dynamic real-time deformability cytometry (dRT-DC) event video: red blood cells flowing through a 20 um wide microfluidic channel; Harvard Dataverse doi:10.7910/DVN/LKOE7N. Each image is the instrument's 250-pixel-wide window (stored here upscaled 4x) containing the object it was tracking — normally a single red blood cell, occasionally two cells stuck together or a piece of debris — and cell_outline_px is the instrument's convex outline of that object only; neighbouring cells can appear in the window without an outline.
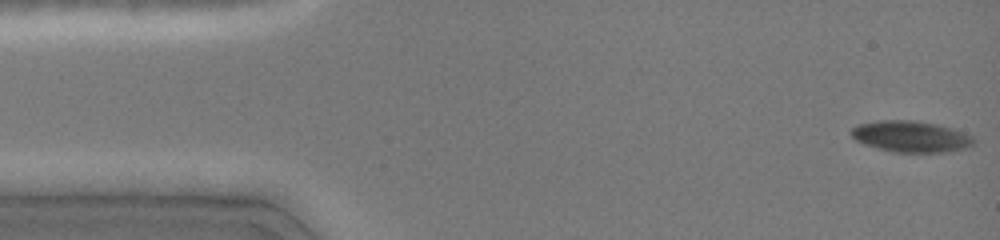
{"species": "common noctule bat (a hibernating species)", "species_latin": "Nyctalus noctula", "temperature_condition": "cold", "stored_images_in_passage": 40, "camera_frame_rate_fps": 3000, "um_per_image_px": 0.085, "animal": {"sex": "female", "body_mass_g": 19.0, "forearm_length_mm": 51.5}, "frame": {"image": 1, "passage_image": 1, "time_ms": 0.0, "image_size_px": [1000, 240], "cell_outline_px": [[976, 140], [972, 144], [964, 148], [944, 152], [892, 152], [864, 144], [856, 140], [848, 132], [852, 128], [860, 124], [880, 120], [912, 120], [936, 124], [952, 128], [972, 136]], "centroid_in_image_um": [77.4, 11.6], "position_along_channel_um": 7.6, "area_um2": 22.14}}
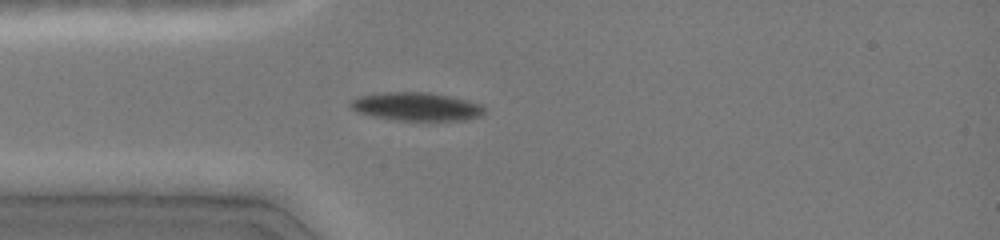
{"frame": {"image": 2, "passage_image": 28, "time_ms": 3.667, "image_size_px": [1000, 240], "cell_outline_px": [[484, 112], [480, 116], [464, 120], [396, 120], [356, 112], [348, 104], [356, 96], [388, 92], [428, 92], [468, 100], [484, 104]], "centroid_in_image_um": [35.4, 9.05], "position_along_channel_um": 49.6, "area_um2": 22.02}}